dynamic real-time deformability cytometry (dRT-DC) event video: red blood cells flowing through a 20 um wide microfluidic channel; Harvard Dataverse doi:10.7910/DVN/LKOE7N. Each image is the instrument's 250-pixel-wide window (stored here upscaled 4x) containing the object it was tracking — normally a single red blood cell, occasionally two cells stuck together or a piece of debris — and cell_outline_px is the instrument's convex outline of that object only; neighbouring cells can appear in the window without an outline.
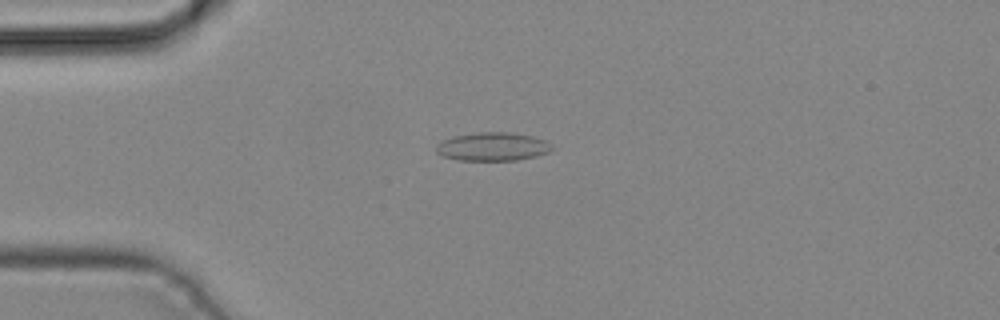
{"species": "common noctule bat (a hibernating species)", "species_latin": "Nyctalus noctula", "temperature_condition": "cold", "stored_images_in_passage": 3, "camera_frame_rate_fps": 3000, "um_per_image_px": 0.085, "animal": {"sex": "male", "body_mass_g": 19.2, "forearm_length_mm": 51.8}, "frame": {"image": 1, "passage_image": 2, "time_ms": 0.333, "image_size_px": [1000, 320], "cell_outline_px": [[552, 148], [548, 152], [536, 156], [516, 160], [460, 160], [444, 156], [436, 152], [436, 144], [452, 136], [476, 132], [508, 132], [532, 136], [544, 140], [552, 144]], "centroid_in_image_um": [41.86, 12.45], "position_along_channel_um": 43.1, "area_um2": 19.07}}